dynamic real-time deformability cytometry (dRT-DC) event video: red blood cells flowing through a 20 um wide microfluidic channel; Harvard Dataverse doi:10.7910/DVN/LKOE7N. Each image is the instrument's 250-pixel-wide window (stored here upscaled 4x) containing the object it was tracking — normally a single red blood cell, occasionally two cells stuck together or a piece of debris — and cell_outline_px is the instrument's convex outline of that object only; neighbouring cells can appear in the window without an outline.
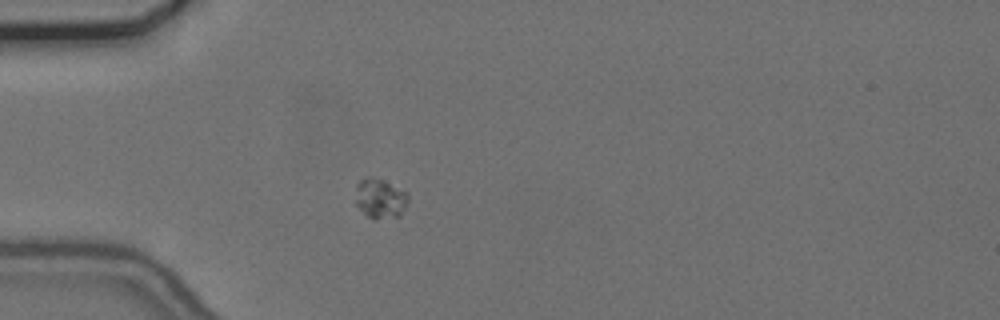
{"species": "common noctule bat (a hibernating species)", "species_latin": "Nyctalus noctula", "temperature_condition": "cold", "stored_images_in_passage": 41, "camera_frame_rate_fps": 3000, "um_per_image_px": 0.085, "animal": {"sex": "female", "body_mass_g": 24.6, "forearm_length_mm": 56.2}, "frame": {"image": 1, "passage_image": 1, "time_ms": 0.0, "image_size_px": [1000, 320], "cell_outline_px": [[408, 204], [400, 216], [376, 220], [368, 216], [356, 204], [356, 184], [364, 176], [372, 176], [384, 180], [408, 192]], "centroid_in_image_um": [32.34, 16.85], "position_along_channel_um": 52.7, "area_um2": 12.48}}
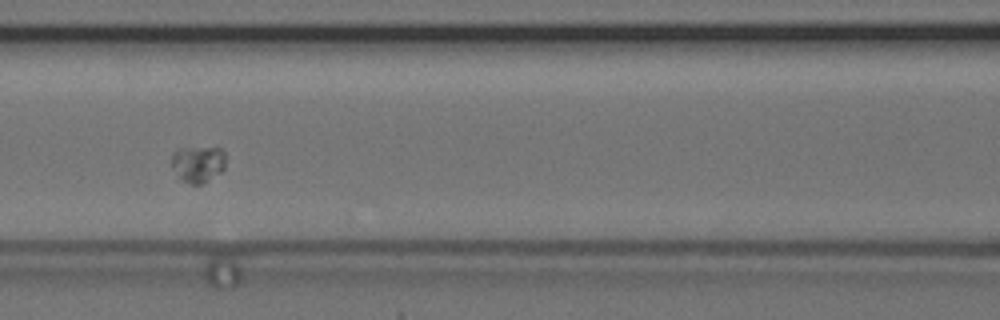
{"frame": {"image": 2, "passage_image": 10, "time_ms": 3.0, "image_size_px": [1000, 320], "cell_outline_px": [[224, 168], [220, 172], [204, 184], [192, 184], [180, 180], [172, 164], [172, 152], [180, 148], [216, 144], [224, 152]], "centroid_in_image_um": [16.85, 13.88], "position_along_channel_um": 149.8, "area_um2": 11.96}}
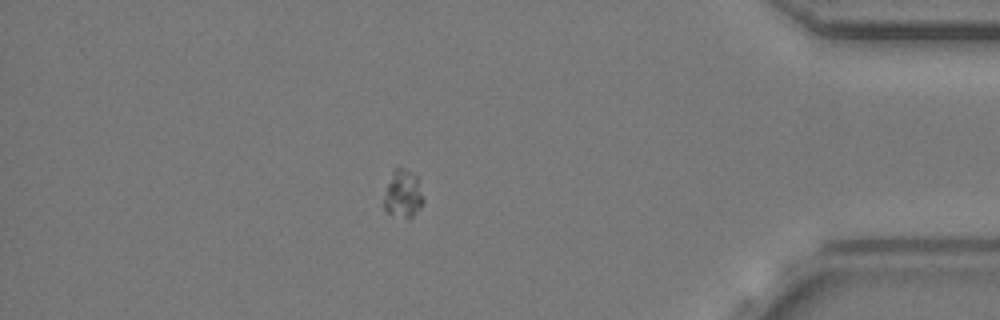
{"frame": {"image": 3, "passage_image": 34, "time_ms": 11.0, "image_size_px": [1000, 320], "cell_outline_px": [[424, 200], [420, 208], [408, 220], [388, 212], [384, 208], [384, 196], [392, 172], [396, 168], [404, 168], [416, 176]], "centroid_in_image_um": [34.26, 16.51], "position_along_channel_um": 400.9, "area_um2": 10.69}, "authors_computed_cell_mechanics": {"area_um2": 11.7334, "velocity_mm_per_s": 3.609, "shape_relaxation_time_tau1_ms": 5.546, "shape_relaxation_time_tau2_ms": null, "deformation_change_tau1": 0.0486, "deformation_change_tau2": null}}